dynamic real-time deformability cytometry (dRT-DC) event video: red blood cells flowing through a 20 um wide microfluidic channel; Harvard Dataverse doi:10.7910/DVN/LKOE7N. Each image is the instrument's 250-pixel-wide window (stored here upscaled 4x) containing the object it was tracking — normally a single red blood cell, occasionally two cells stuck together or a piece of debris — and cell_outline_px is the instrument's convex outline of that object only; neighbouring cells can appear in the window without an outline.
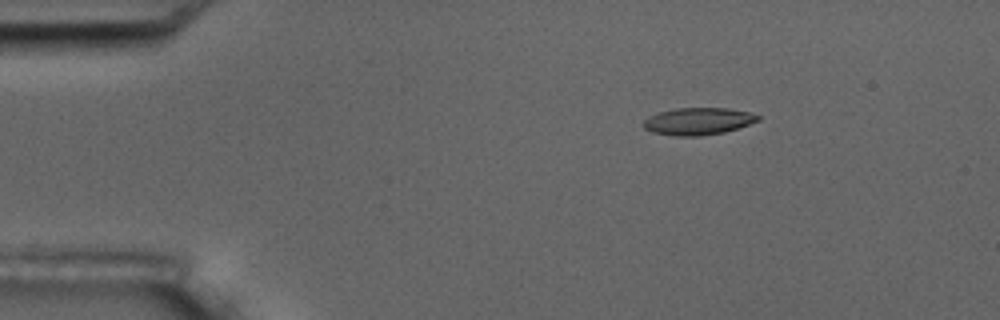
{"species": "common noctule bat (a hibernating species)", "species_latin": "Nyctalus noctula", "temperature_condition": "room temperature", "stored_images_in_passage": 4, "camera_frame_rate_fps": 3000, "um_per_image_px": 0.085, "animal": {"sex": "male", "body_mass_g": 17.5, "forearm_length_mm": 52.3}, "frame": {"image": 1, "passage_image": 2, "time_ms": 1.0, "image_size_px": [1000, 320], "cell_outline_px": [[760, 120], [724, 132], [700, 136], [676, 136], [652, 132], [644, 128], [644, 120], [648, 116], [660, 112], [676, 108], [728, 108], [748, 112], [760, 116]], "centroid_in_image_um": [59.32, 10.3], "position_along_channel_um": 25.7, "area_um2": 17.98}}